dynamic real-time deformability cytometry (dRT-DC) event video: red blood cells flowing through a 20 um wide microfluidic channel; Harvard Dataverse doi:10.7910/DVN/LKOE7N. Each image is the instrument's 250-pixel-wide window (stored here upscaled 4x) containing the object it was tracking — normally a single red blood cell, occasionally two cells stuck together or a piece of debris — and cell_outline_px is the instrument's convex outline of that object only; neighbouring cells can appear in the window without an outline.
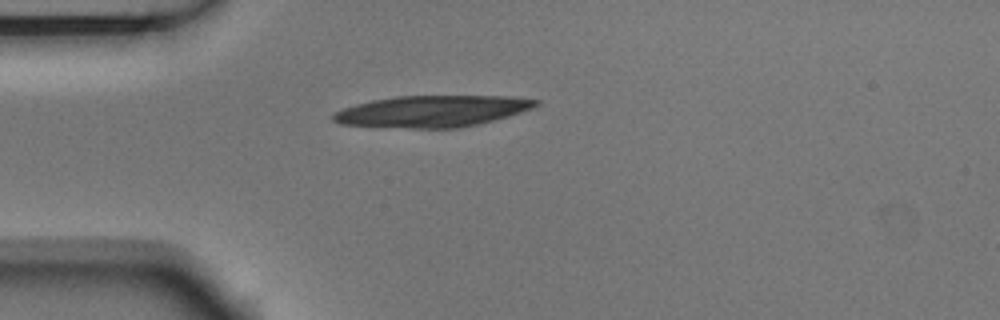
{"species": "Egyptian fruit bat (a non-hibernating species)", "species_latin": "Rousettus aegyptiacus", "temperature_condition": "room temperature", "stored_images_in_passage": 1, "camera_frame_rate_fps": 3000, "um_per_image_px": 0.085, "animal": {"sex": "male"}, "frame": {"image": 1, "passage_image": 1, "time_ms": 0.0, "image_size_px": [1000, 320], "cell_outline_px": [[540, 104], [532, 108], [508, 116], [460, 128], [412, 128], [340, 124], [332, 120], [332, 116], [336, 112], [344, 108], [356, 104], [372, 100], [396, 96], [508, 96], [540, 100]], "centroid_in_image_um": [36.74, 9.45], "position_along_channel_um": 48.3, "area_um2": 36.88}}